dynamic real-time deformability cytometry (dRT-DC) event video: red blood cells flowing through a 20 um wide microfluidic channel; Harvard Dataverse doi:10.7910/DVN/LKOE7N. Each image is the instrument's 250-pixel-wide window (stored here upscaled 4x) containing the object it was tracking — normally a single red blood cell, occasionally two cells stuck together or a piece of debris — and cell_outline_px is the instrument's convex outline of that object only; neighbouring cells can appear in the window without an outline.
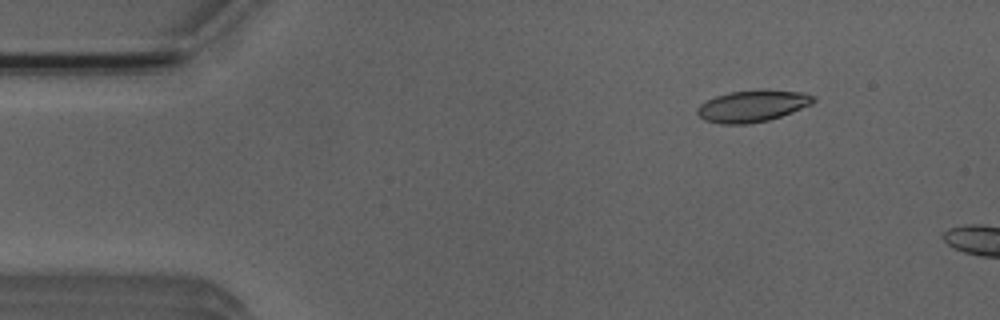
{"species": "Egyptian fruit bat (a non-hibernating species)", "species_latin": "Rousettus aegyptiacus", "temperature_condition": "room temperature", "stored_images_in_passage": 5, "camera_frame_rate_fps": 3000, "um_per_image_px": 0.085, "animal": {"sex": "male"}, "frame": {"image": 1, "passage_image": 2, "time_ms": 1.0, "image_size_px": [1000, 320], "cell_outline_px": [[816, 100], [812, 104], [792, 112], [768, 120], [748, 124], [720, 124], [704, 120], [696, 112], [696, 108], [700, 104], [716, 96], [732, 92], [768, 88], [804, 92], [816, 96]], "centroid_in_image_um": [64.0, 8.99], "position_along_channel_um": 21.0, "area_um2": 21.73}}